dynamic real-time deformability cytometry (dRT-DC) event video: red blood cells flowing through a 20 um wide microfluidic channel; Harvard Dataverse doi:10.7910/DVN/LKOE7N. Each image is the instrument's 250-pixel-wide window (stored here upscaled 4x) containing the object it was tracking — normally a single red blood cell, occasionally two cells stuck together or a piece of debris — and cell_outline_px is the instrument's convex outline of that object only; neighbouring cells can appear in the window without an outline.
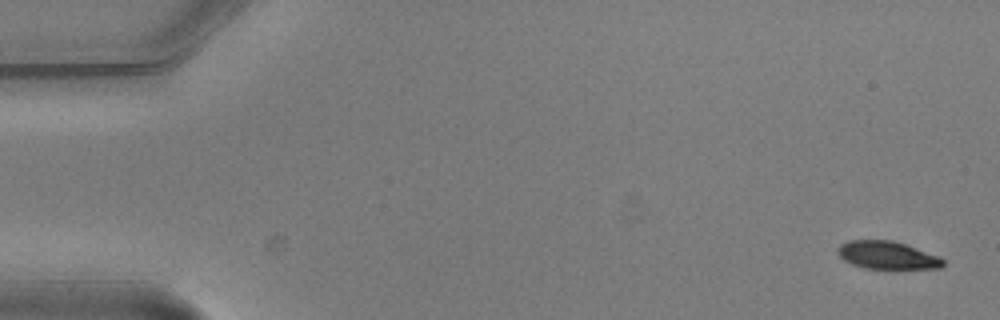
{"species": "common noctule bat (a hibernating species)", "species_latin": "Nyctalus noctula", "temperature_condition": "warm", "stored_images_in_passage": 5, "camera_frame_rate_fps": 3000, "um_per_image_px": 0.085, "animal": {"sex": "male", "body_mass_g": 20.5, "forearm_length_mm": 52.5}, "frame": {"image": 1, "passage_image": 1, "time_ms": 0.0, "image_size_px": [1000, 320], "cell_outline_px": [[944, 264], [940, 268], [864, 268], [852, 264], [844, 260], [836, 252], [836, 248], [840, 244], [848, 240], [892, 240], [940, 256], [944, 260]], "centroid_in_image_um": [75.38, 21.68], "position_along_channel_um": 9.6, "area_um2": 16.99}}
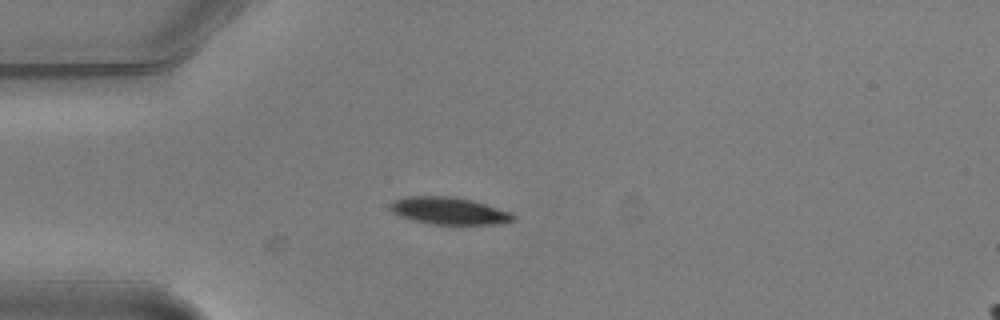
{"frame": {"image": 2, "passage_image": 4, "time_ms": 1.0, "image_size_px": [1000, 320], "cell_outline_px": [[516, 220], [496, 224], [432, 224], [412, 220], [400, 216], [392, 212], [388, 208], [388, 204], [392, 200], [404, 196], [452, 196], [472, 200], [512, 212], [516, 216]], "centroid_in_image_um": [38.13, 17.91], "position_along_channel_um": 46.9, "area_um2": 19.77}}